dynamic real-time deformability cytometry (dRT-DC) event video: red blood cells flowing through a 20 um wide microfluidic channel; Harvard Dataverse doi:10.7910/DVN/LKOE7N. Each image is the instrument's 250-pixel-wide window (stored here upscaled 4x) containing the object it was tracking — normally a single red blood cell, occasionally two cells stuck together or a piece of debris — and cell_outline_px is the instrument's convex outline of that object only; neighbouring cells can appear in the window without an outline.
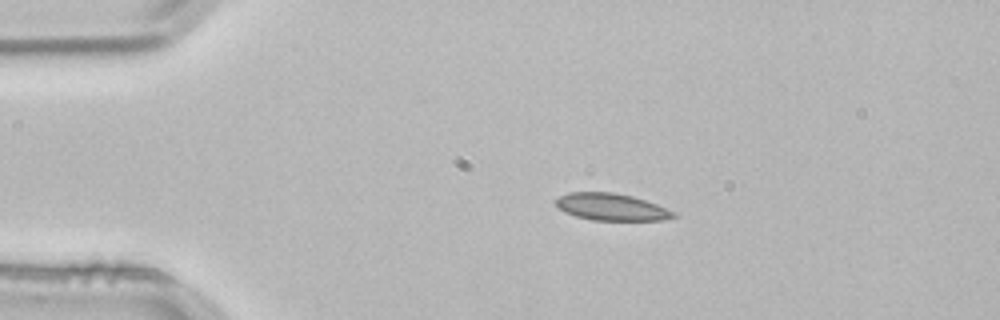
{"species": "common noctule bat (a hibernating species)", "species_latin": "Nyctalus noctula", "temperature_condition": "room temperature", "stored_images_in_passage": 2, "camera_frame_rate_fps": 3000, "um_per_image_px": 0.085, "animal": {"sex": "male", "body_mass_g": 21.5, "forearm_length_mm": 52.0}, "frame": {"image": 1, "passage_image": 1, "time_ms": 0.0, "image_size_px": [1000, 320], "cell_outline_px": [[676, 216], [664, 220], [592, 220], [576, 216], [564, 212], [556, 208], [556, 200], [560, 196], [568, 192], [612, 192], [632, 196], [656, 204], [676, 212]], "centroid_in_image_um": [51.94, 17.59], "position_along_channel_um": 33.1, "area_um2": 18.5}}